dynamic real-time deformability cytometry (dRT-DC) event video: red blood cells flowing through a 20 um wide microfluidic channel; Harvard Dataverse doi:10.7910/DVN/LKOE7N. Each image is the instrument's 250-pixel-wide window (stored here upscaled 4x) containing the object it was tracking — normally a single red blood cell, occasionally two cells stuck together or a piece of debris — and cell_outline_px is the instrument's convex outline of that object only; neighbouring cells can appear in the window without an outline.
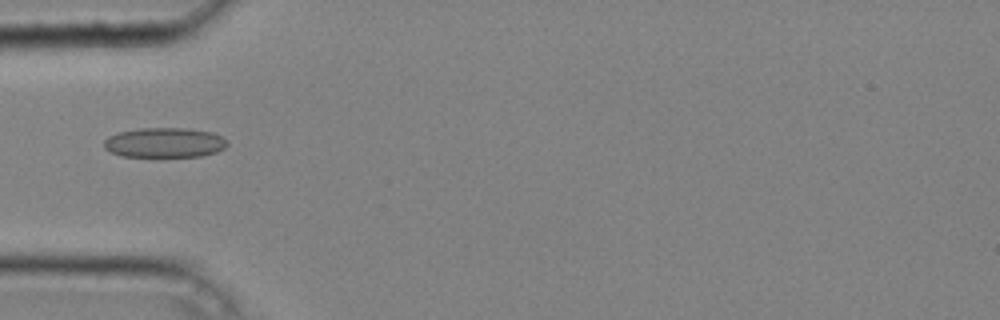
{"species": "common noctule bat (a hibernating species)", "species_latin": "Nyctalus noctula", "temperature_condition": "cold", "stored_images_in_passage": 42, "camera_frame_rate_fps": 3000, "um_per_image_px": 0.085, "animal": {"sex": "male", "body_mass_g": 20.4}, "frame": {"image": 1, "passage_image": 15, "time_ms": 4.667, "image_size_px": [1000, 320], "cell_outline_px": [[228, 144], [224, 148], [216, 152], [200, 156], [120, 156], [104, 148], [104, 140], [108, 136], [120, 132], [140, 128], [184, 128], [212, 132], [228, 140]], "centroid_in_image_um": [13.99, 12.12], "position_along_channel_um": 71.0, "area_um2": 21.33}}
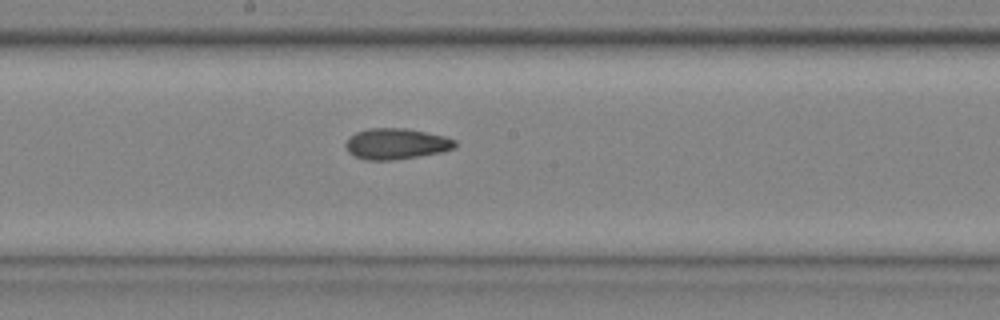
{"frame": {"image": 2, "passage_image": 25, "time_ms": 8.0, "image_size_px": [1000, 320], "cell_outline_px": [[456, 148], [440, 152], [420, 156], [392, 160], [364, 160], [348, 152], [344, 144], [348, 136], [356, 132], [368, 128], [404, 128], [444, 136], [456, 140]], "centroid_in_image_um": [33.64, 12.22], "position_along_channel_um": 214.6, "area_um2": 19.77}}
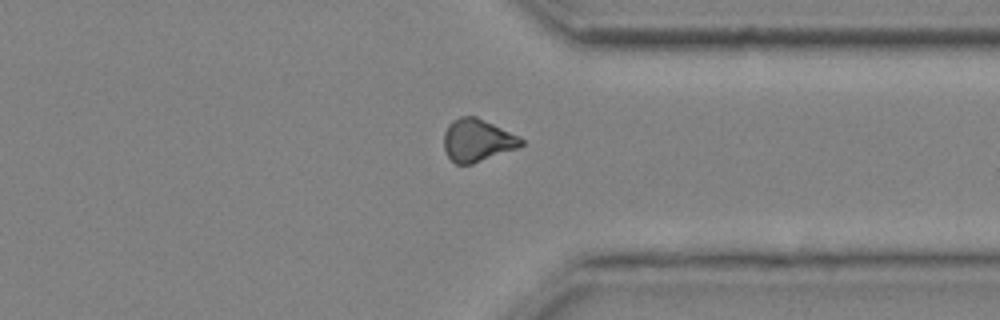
{"frame": {"image": 3, "passage_image": 36, "time_ms": 11.667, "image_size_px": [1000, 320], "cell_outline_px": [[524, 144], [520, 148], [472, 164], [456, 164], [448, 156], [444, 148], [444, 132], [448, 124], [452, 120], [460, 116], [476, 116], [520, 136], [524, 140]], "centroid_in_image_um": [40.6, 11.92], "position_along_channel_um": 370.8, "area_um2": 19.42}, "authors_computed_cell_mechanics": {"area_um2": 20.4612, "velocity_mm_per_s": 4.3052, "shape_relaxation_time_tau1_ms": null, "shape_relaxation_time_tau2_ms": 3.0317, "deformation_change_tau1": null, "deformation_change_tau2": 0.099}}